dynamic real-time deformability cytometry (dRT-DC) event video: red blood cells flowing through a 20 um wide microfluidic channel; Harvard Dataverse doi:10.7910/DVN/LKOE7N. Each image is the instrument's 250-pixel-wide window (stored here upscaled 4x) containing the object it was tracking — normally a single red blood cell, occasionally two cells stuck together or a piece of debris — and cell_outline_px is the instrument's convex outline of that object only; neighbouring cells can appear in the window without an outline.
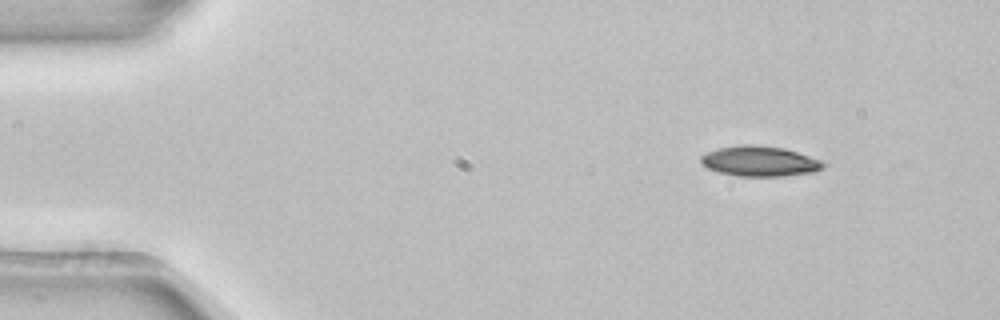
{"species": "common noctule bat (a hibernating species)", "species_latin": "Nyctalus noctula", "temperature_condition": "room temperature", "stored_images_in_passage": 6, "camera_frame_rate_fps": 3000, "um_per_image_px": 0.085, "animal": {"sex": "female", "body_mass_g": 22.7, "forearm_length_mm": 54.2}, "frame": {"image": 1, "passage_image": 1, "time_ms": 0.0, "image_size_px": [1000, 320], "cell_outline_px": [[824, 168], [816, 172], [784, 176], [736, 176], [720, 172], [708, 168], [700, 164], [700, 156], [716, 148], [744, 144], [752, 144], [784, 148], [820, 160], [824, 164]], "centroid_in_image_um": [64.55, 13.7], "position_along_channel_um": 20.5, "area_um2": 21.62}}